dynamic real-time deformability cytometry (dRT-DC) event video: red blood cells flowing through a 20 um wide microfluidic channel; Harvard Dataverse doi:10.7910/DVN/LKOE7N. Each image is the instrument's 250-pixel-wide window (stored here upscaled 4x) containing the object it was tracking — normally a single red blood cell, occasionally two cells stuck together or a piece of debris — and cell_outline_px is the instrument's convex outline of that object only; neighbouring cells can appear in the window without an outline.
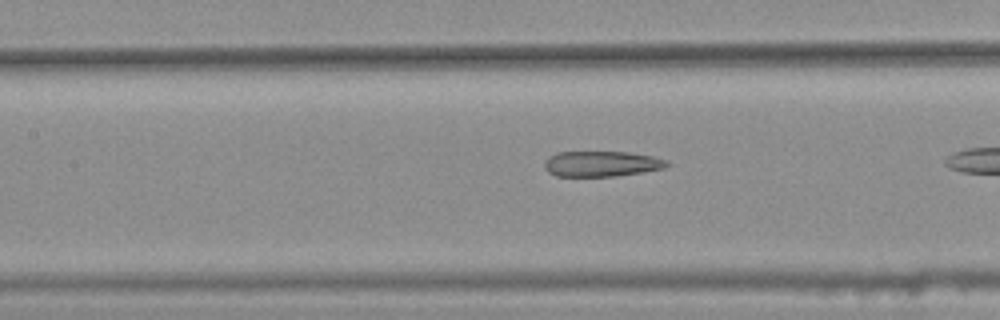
{"species": "common noctule bat (a hibernating species)", "species_latin": "Nyctalus noctula", "temperature_condition": "warm", "stored_images_in_passage": 10, "camera_frame_rate_fps": 3000, "um_per_image_px": 0.085, "animal": {"sex": "female", "body_mass_g": 25.1}, "frame": {"image": 1, "passage_image": 6, "time_ms": 1.667, "image_size_px": [1000, 320], "cell_outline_px": [[672, 164], [664, 168], [616, 176], [556, 176], [548, 172], [544, 168], [544, 160], [556, 152], [628, 152], [652, 156], [668, 160]], "centroid_in_image_um": [51.13, 13.92], "position_along_channel_um": 156.3, "area_um2": 18.26}}